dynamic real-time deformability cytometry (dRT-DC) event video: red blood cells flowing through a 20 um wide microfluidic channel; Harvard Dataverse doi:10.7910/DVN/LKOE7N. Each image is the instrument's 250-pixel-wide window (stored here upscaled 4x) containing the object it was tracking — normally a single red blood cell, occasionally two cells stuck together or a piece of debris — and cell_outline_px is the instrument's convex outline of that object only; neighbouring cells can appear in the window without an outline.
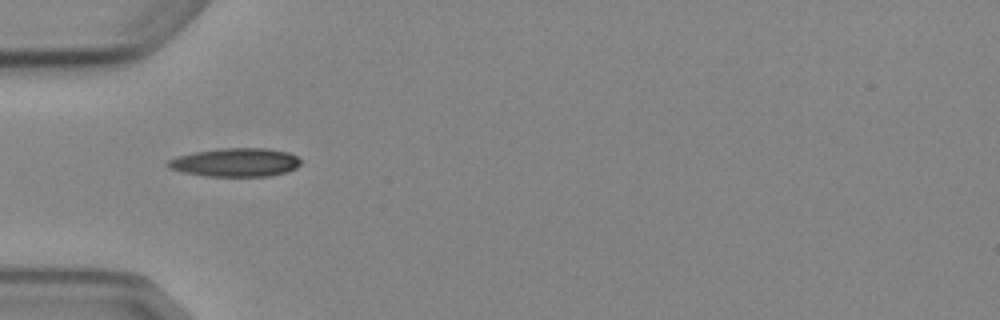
{"species": "Egyptian fruit bat (a non-hibernating species)", "species_latin": "Rousettus aegyptiacus", "temperature_condition": "cold", "stored_images_in_passage": 4, "camera_frame_rate_fps": 3000, "um_per_image_px": 0.085, "animal": {"sex": "female"}, "frame": {"image": 1, "passage_image": 3, "time_ms": 2.333, "image_size_px": [1000, 320], "cell_outline_px": [[300, 164], [296, 168], [288, 172], [268, 176], [208, 176], [184, 172], [168, 168], [164, 164], [168, 160], [176, 156], [192, 152], [220, 148], [268, 148], [288, 152], [296, 156], [300, 160]], "centroid_in_image_um": [19.99, 13.79], "position_along_channel_um": 65.0, "area_um2": 22.25}}
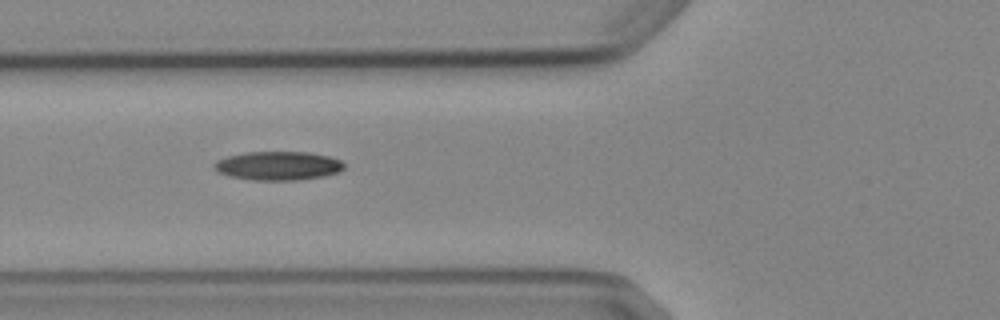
{"frame": {"image": 2, "passage_image": 4, "time_ms": 3.333, "image_size_px": [1000, 320], "cell_outline_px": [[344, 168], [340, 172], [324, 176], [296, 180], [252, 180], [228, 176], [216, 172], [212, 168], [212, 164], [216, 160], [228, 156], [244, 152], [308, 152], [328, 156], [340, 160], [344, 164]], "centroid_in_image_um": [23.59, 14.09], "position_along_channel_um": 102.2, "area_um2": 22.02}}